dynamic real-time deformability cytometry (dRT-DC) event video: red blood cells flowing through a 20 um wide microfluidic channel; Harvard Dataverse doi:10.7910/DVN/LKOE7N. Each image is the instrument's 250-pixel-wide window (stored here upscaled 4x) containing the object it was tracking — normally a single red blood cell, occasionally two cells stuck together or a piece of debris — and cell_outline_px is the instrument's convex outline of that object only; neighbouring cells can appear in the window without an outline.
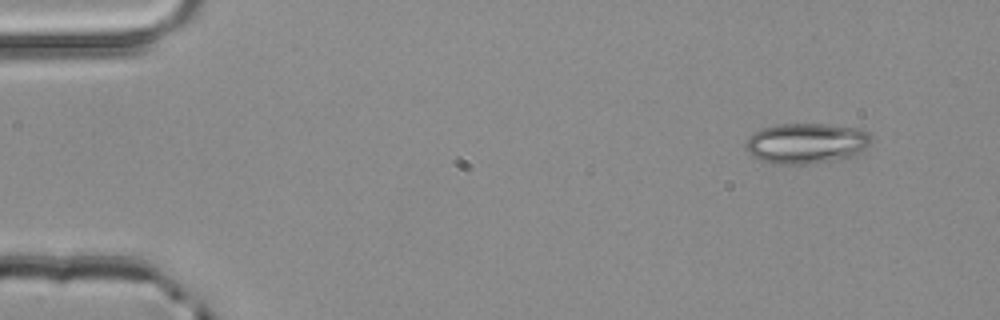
{"species": "common noctule bat (a hibernating species)", "species_latin": "Nyctalus noctula", "temperature_condition": "room temperature", "stored_images_in_passage": 2, "camera_frame_rate_fps": 3000, "um_per_image_px": 0.085, "animal": {"sex": "male", "body_mass_g": 20.4}, "frame": {"image": 1, "passage_image": 1, "time_ms": 0.0, "image_size_px": [1000, 320], "cell_outline_px": [[876, 136], [864, 152], [856, 156], [840, 160], [800, 164], [772, 164], [752, 156], [744, 148], [744, 140], [748, 136], [764, 128], [776, 124], [824, 124], [860, 128], [872, 132]], "centroid_in_image_um": [68.62, 12.18], "position_along_channel_um": 16.4, "area_um2": 30.46}}